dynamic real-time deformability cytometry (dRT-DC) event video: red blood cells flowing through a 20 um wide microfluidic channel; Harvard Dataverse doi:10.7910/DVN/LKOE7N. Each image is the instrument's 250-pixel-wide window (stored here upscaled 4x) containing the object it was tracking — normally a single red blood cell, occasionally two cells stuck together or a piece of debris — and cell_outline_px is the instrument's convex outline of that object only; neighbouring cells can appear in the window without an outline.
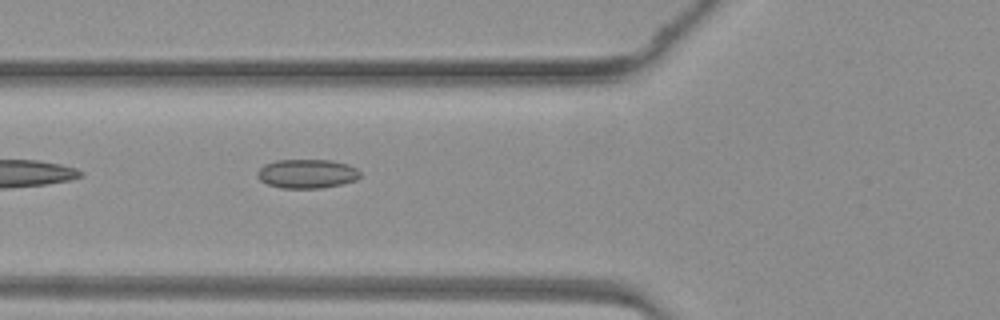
{"species": "common noctule bat (a hibernating species)", "species_latin": "Nyctalus noctula", "temperature_condition": "warm", "stored_images_in_passage": 13, "camera_frame_rate_fps": 3000, "um_per_image_px": 0.085, "animal": {"sex": "female", "body_mass_g": 19.3, "forearm_length_mm": 54.1}, "frame": {"image": 1, "passage_image": 4, "time_ms": 1.0, "image_size_px": [1000, 320], "cell_outline_px": [[360, 176], [356, 180], [340, 184], [320, 188], [280, 188], [268, 184], [260, 180], [256, 176], [256, 172], [264, 164], [276, 160], [332, 160], [348, 164], [356, 168], [360, 172]], "centroid_in_image_um": [26.07, 14.76], "position_along_channel_um": 99.7, "area_um2": 17.46}}
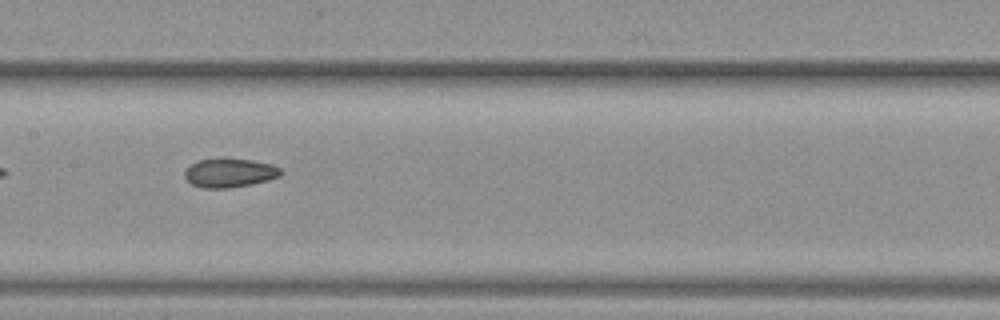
{"frame": {"image": 2, "passage_image": 10, "time_ms": 3.0, "image_size_px": [1000, 320], "cell_outline_px": [[284, 172], [280, 176], [268, 180], [252, 184], [228, 188], [204, 188], [192, 184], [184, 176], [184, 172], [192, 164], [200, 160], [220, 156], [224, 156], [252, 160], [272, 164], [280, 168]], "centroid_in_image_um": [19.54, 14.66], "position_along_channel_um": 187.9, "area_um2": 16.59}}